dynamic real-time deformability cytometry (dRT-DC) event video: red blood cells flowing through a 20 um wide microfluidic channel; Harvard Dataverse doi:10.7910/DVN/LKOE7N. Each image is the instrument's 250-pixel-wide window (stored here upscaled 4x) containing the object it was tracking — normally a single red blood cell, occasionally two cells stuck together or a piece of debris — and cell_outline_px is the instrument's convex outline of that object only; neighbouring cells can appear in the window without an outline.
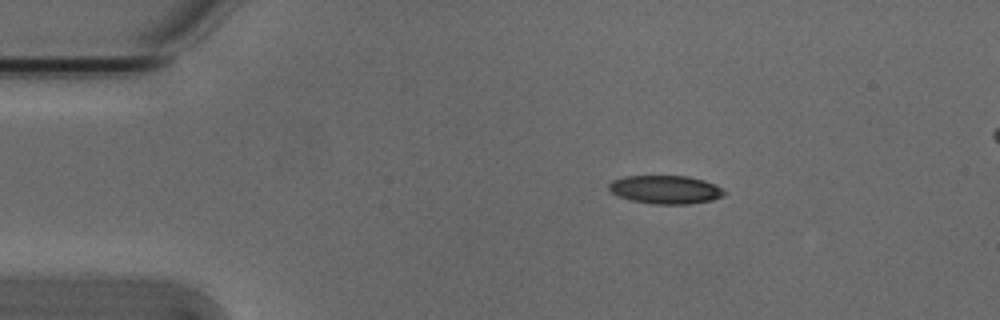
{"species": "Egyptian fruit bat (a non-hibernating species)", "species_latin": "Rousettus aegyptiacus", "temperature_condition": "cold", "stored_images_in_passage": 3, "segment_of_instrument_passage": [1, 2], "camera_frame_rate_fps": 3000, "um_per_image_px": 0.085, "animal": {"sex": "male"}, "frame": {"image": 1, "passage_image": 1, "time_ms": 0.0, "image_size_px": [1000, 320], "cell_outline_px": [[728, 192], [724, 196], [712, 200], [688, 204], [652, 204], [632, 200], [616, 196], [608, 188], [608, 184], [612, 180], [624, 176], [688, 176], [704, 180], [716, 184]], "centroid_in_image_um": [56.59, 16.11], "position_along_channel_um": 28.4, "area_um2": 19.31}}